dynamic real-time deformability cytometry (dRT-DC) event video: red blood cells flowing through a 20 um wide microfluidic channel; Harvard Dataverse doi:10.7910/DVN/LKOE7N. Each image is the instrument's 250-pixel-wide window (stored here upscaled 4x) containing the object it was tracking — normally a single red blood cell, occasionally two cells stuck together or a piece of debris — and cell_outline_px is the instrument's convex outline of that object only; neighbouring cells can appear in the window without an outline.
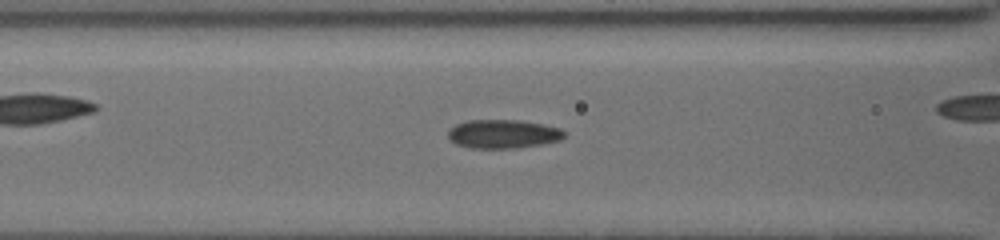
{"species": "common noctule bat (a hibernating species)", "species_latin": "Nyctalus noctula", "temperature_condition": "cold", "stored_images_in_passage": 29, "camera_frame_rate_fps": 3000, "um_per_image_px": 0.085, "animal": {"sex": "female", "body_mass_g": 19.5, "forearm_length_mm": 54.1}, "frame": {"image": 1, "passage_image": 17, "time_ms": 7.333, "image_size_px": [1000, 240], "cell_outline_px": [[564, 136], [560, 140], [540, 144], [516, 148], [472, 148], [456, 144], [448, 140], [448, 132], [456, 124], [468, 120], [520, 120], [544, 124], [560, 128], [564, 132]], "centroid_in_image_um": [42.74, 11.38], "position_along_channel_um": 123.9, "area_um2": 19.42}}
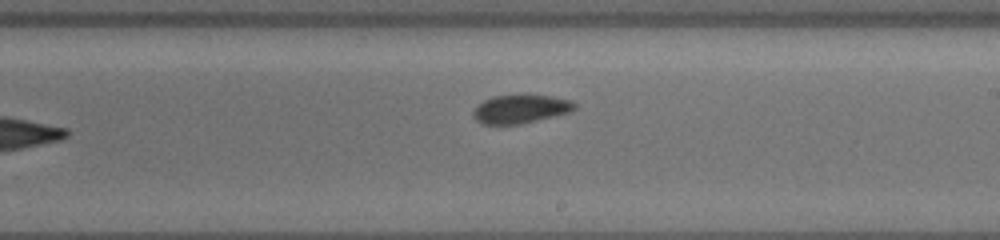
{"frame": {"image": 2, "passage_image": 29, "time_ms": 11.667, "image_size_px": [1000, 240], "cell_outline_px": [[576, 108], [568, 112], [520, 124], [484, 124], [476, 120], [472, 116], [472, 112], [484, 100], [492, 96], [528, 92], [552, 96], [572, 100], [576, 104]], "centroid_in_image_um": [44.25, 9.21], "position_along_channel_um": 244.7, "area_um2": 17.28}}